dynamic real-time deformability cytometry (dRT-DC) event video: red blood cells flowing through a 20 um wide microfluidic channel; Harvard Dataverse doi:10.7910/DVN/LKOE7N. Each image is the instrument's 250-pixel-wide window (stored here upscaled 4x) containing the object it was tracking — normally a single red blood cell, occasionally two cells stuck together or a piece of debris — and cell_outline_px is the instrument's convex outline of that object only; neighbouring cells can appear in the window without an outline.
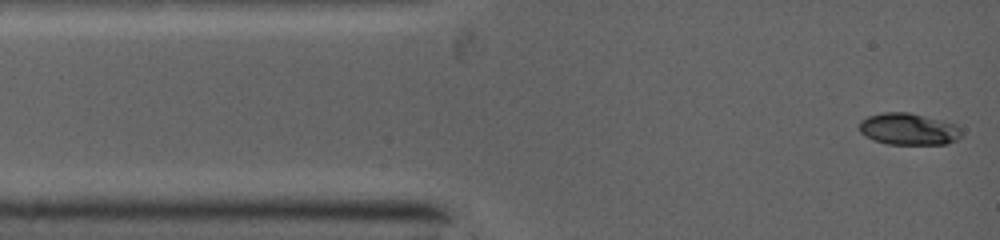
{"species": "common noctule bat (a hibernating species)", "species_latin": "Nyctalus noctula", "temperature_condition": "warm", "stored_images_in_passage": 12, "camera_frame_rate_fps": 5000, "um_per_image_px": 0.085, "animal": {"sex": "female", "body_mass_g": 19.0, "forearm_length_mm": 53.3}, "frame": {"image": 1, "passage_image": 1, "time_ms": 0.0, "image_size_px": [1000, 240], "cell_outline_px": [[960, 136], [956, 140], [944, 144], [892, 144], [876, 140], [860, 132], [860, 124], [868, 116], [884, 112], [908, 112], [952, 124], [960, 132]], "centroid_in_image_um": [77.19, 10.97], "position_along_channel_um": 7.8, "area_um2": 18.09}}
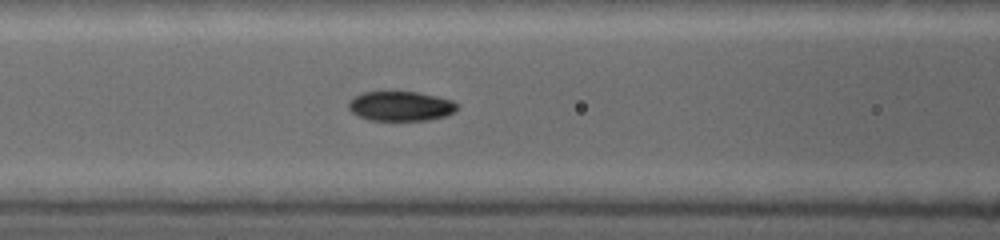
{"frame": {"image": 2, "passage_image": 9, "time_ms": 4.0, "image_size_px": [1000, 240], "cell_outline_px": [[456, 108], [452, 112], [444, 116], [424, 120], [368, 120], [356, 116], [348, 108], [348, 104], [356, 96], [364, 92], [416, 92], [436, 96], [452, 100], [456, 104]], "centroid_in_image_um": [34.01, 9.02], "position_along_channel_um": 132.6, "area_um2": 18.44}}
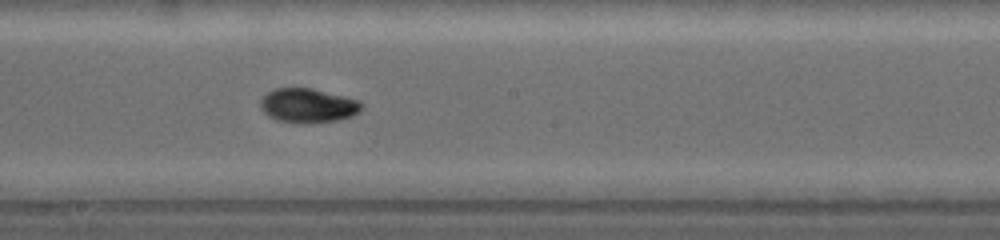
{"frame": {"image": 3, "passage_image": 12, "time_ms": 6.0, "image_size_px": [1000, 240], "cell_outline_px": [[360, 108], [356, 112], [348, 116], [336, 120], [284, 120], [272, 116], [264, 112], [260, 104], [260, 100], [268, 92], [276, 88], [308, 88], [356, 100], [360, 104]], "centroid_in_image_um": [26.11, 8.91], "position_along_channel_um": 222.1, "area_um2": 18.38}}